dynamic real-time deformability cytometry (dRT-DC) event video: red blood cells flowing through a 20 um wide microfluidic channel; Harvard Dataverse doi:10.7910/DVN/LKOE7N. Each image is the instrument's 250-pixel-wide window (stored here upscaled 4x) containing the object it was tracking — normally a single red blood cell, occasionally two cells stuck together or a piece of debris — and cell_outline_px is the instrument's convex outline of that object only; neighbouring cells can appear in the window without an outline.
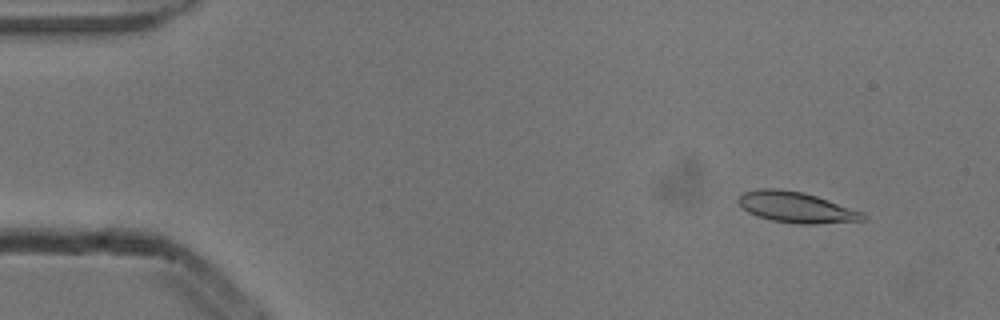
{"species": "common noctule bat (a hibernating species)", "species_latin": "Nyctalus noctula", "temperature_condition": "cold", "stored_images_in_passage": 4, "camera_frame_rate_fps": 3000, "um_per_image_px": 0.085, "animal": {"sex": "male", "body_mass_g": 13.3}, "frame": {"image": 1, "passage_image": 2, "time_ms": 0.333, "image_size_px": [1000, 320], "cell_outline_px": [[868, 216], [864, 220], [816, 224], [800, 224], [772, 220], [756, 216], [748, 212], [736, 200], [744, 192], [756, 188], [780, 188], [804, 192], [864, 212]], "centroid_in_image_um": [67.68, 17.61], "position_along_channel_um": 17.3, "area_um2": 22.43}}
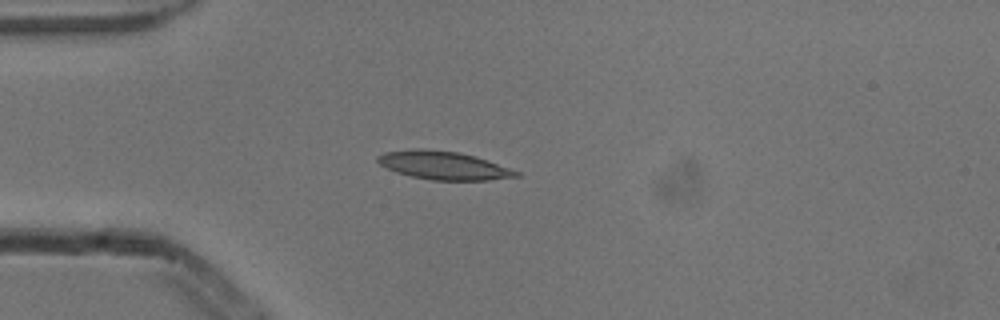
{"frame": {"image": 2, "passage_image": 4, "time_ms": 1.0, "image_size_px": [1000, 320], "cell_outline_px": [[520, 176], [488, 180], [432, 180], [412, 176], [396, 172], [380, 164], [376, 160], [376, 156], [384, 152], [412, 148], [424, 148], [460, 152], [476, 156], [488, 160], [520, 172]], "centroid_in_image_um": [37.68, 14.04], "position_along_channel_um": 47.3, "area_um2": 22.95}}